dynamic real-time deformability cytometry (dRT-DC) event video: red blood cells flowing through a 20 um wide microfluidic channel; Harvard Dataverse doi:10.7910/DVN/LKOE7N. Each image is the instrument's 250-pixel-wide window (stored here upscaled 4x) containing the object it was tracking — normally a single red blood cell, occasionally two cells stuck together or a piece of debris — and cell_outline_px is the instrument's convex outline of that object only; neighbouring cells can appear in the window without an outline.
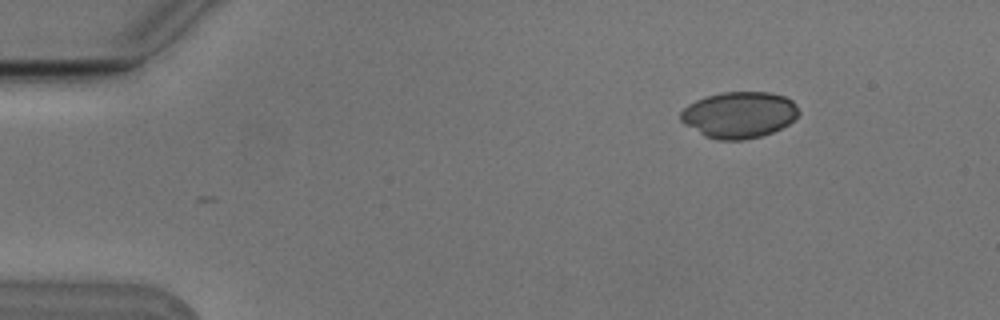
{"species": "Egyptian fruit bat (a non-hibernating species)", "species_latin": "Rousettus aegyptiacus", "temperature_condition": "cold", "stored_images_in_passage": 5, "camera_frame_rate_fps": 3000, "um_per_image_px": 0.085, "animal": {"sex": "male"}, "frame": {"image": 1, "passage_image": 2, "time_ms": 0.333, "image_size_px": [1000, 320], "cell_outline_px": [[800, 112], [788, 124], [772, 132], [760, 136], [744, 140], [720, 140], [704, 136], [684, 124], [680, 120], [680, 112], [688, 104], [704, 96], [720, 92], [768, 92], [784, 96], [792, 100], [796, 104]], "centroid_in_image_um": [62.8, 9.75], "position_along_channel_um": 22.2, "area_um2": 31.96}}